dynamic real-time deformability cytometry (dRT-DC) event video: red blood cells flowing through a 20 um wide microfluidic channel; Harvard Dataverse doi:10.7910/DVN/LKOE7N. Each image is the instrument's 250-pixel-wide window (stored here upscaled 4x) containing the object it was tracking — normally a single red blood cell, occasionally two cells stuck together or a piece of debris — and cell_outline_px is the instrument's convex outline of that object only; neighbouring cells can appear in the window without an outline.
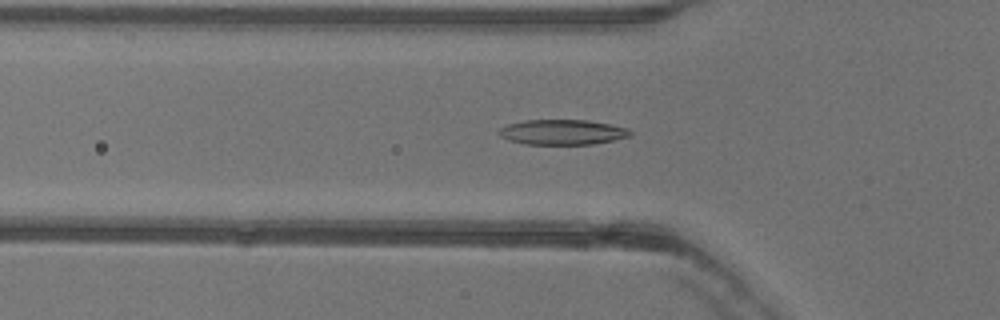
{"species": "common noctule bat (a hibernating species)", "species_latin": "Nyctalus noctula", "temperature_condition": "warm", "stored_images_in_passage": 43, "camera_frame_rate_fps": 3000, "um_per_image_px": 0.085, "animal": {"sex": "female"}, "frame": {"image": 1, "passage_image": 9, "time_ms": 2.667, "image_size_px": [1000, 320], "cell_outline_px": [[632, 136], [592, 144], [524, 144], [508, 140], [500, 136], [496, 132], [500, 128], [508, 124], [524, 120], [588, 120], [628, 128], [632, 132]], "centroid_in_image_um": [47.78, 11.23], "position_along_channel_um": 78.0, "area_um2": 19.25}}
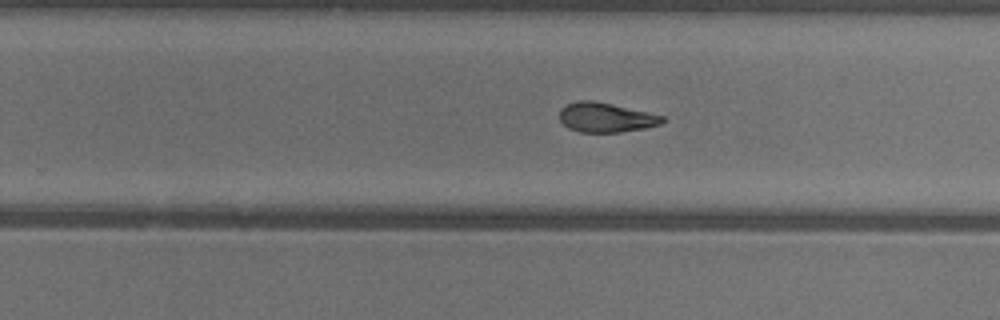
{"frame": {"image": 2, "passage_image": 24, "time_ms": 7.667, "image_size_px": [1000, 320], "cell_outline_px": [[664, 120], [660, 124], [644, 128], [620, 132], [580, 132], [568, 128], [560, 120], [560, 108], [576, 100], [592, 100], [664, 116]], "centroid_in_image_um": [51.45, 9.98], "position_along_channel_um": 278.3, "area_um2": 17.46}}
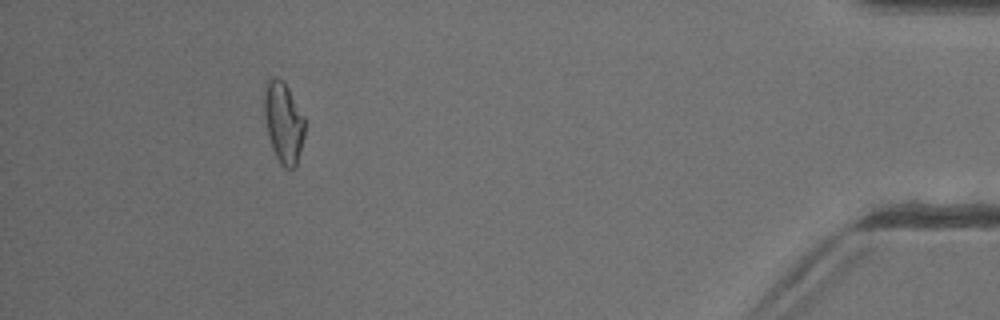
{"frame": {"image": 3, "passage_image": 39, "time_ms": 12.667, "image_size_px": [1000, 320], "cell_outline_px": [[304, 136], [296, 168], [284, 168], [280, 164], [272, 148], [264, 116], [264, 92], [268, 80], [272, 76], [276, 76], [284, 80], [304, 116]], "centroid_in_image_um": [24.1, 10.39], "position_along_channel_um": 411.1, "area_um2": 19.19}, "authors_computed_cell_mechanics": {"area_um2": 18.7272, "velocity_mm_per_s": 3.9883, "shape_relaxation_time_tau1_ms": 8.0514, "shape_relaxation_time_tau2_ms": 3.4476, "deformation_change_tau1": 0.2357, "deformation_change_tau2": 0.1082}}